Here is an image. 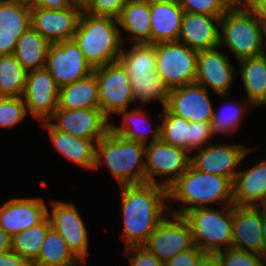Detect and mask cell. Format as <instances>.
Listing matches in <instances>:
<instances>
[{
	"mask_svg": "<svg viewBox=\"0 0 266 266\" xmlns=\"http://www.w3.org/2000/svg\"><path fill=\"white\" fill-rule=\"evenodd\" d=\"M120 189L125 248L144 245L164 215L169 214L168 189L150 183L123 185Z\"/></svg>",
	"mask_w": 266,
	"mask_h": 266,
	"instance_id": "6da1fadb",
	"label": "cell"
},
{
	"mask_svg": "<svg viewBox=\"0 0 266 266\" xmlns=\"http://www.w3.org/2000/svg\"><path fill=\"white\" fill-rule=\"evenodd\" d=\"M169 200L182 203L177 210H171L168 206L169 213L180 216L192 209L210 207L212 203L234 205L233 182L227 177L205 173L190 165L168 188Z\"/></svg>",
	"mask_w": 266,
	"mask_h": 266,
	"instance_id": "7a4b0ae2",
	"label": "cell"
},
{
	"mask_svg": "<svg viewBox=\"0 0 266 266\" xmlns=\"http://www.w3.org/2000/svg\"><path fill=\"white\" fill-rule=\"evenodd\" d=\"M121 33L115 18L93 16L83 11L73 40L95 69L118 61L124 46Z\"/></svg>",
	"mask_w": 266,
	"mask_h": 266,
	"instance_id": "3957f363",
	"label": "cell"
},
{
	"mask_svg": "<svg viewBox=\"0 0 266 266\" xmlns=\"http://www.w3.org/2000/svg\"><path fill=\"white\" fill-rule=\"evenodd\" d=\"M145 146V144L125 139L110 130L96 143L93 170H97L104 162L119 186L145 184V160L143 159Z\"/></svg>",
	"mask_w": 266,
	"mask_h": 266,
	"instance_id": "277c9868",
	"label": "cell"
},
{
	"mask_svg": "<svg viewBox=\"0 0 266 266\" xmlns=\"http://www.w3.org/2000/svg\"><path fill=\"white\" fill-rule=\"evenodd\" d=\"M220 42L237 61L264 54L266 30L251 9L227 10L221 17Z\"/></svg>",
	"mask_w": 266,
	"mask_h": 266,
	"instance_id": "5b68a950",
	"label": "cell"
},
{
	"mask_svg": "<svg viewBox=\"0 0 266 266\" xmlns=\"http://www.w3.org/2000/svg\"><path fill=\"white\" fill-rule=\"evenodd\" d=\"M221 207L196 208L183 216L191 227L195 245L205 253L216 254L233 246V205Z\"/></svg>",
	"mask_w": 266,
	"mask_h": 266,
	"instance_id": "8992f818",
	"label": "cell"
},
{
	"mask_svg": "<svg viewBox=\"0 0 266 266\" xmlns=\"http://www.w3.org/2000/svg\"><path fill=\"white\" fill-rule=\"evenodd\" d=\"M156 72L171 89L194 83L198 52L176 42L155 44Z\"/></svg>",
	"mask_w": 266,
	"mask_h": 266,
	"instance_id": "52a82bcc",
	"label": "cell"
},
{
	"mask_svg": "<svg viewBox=\"0 0 266 266\" xmlns=\"http://www.w3.org/2000/svg\"><path fill=\"white\" fill-rule=\"evenodd\" d=\"M188 151L174 147L162 140L145 146L146 183L158 184L169 188L190 166ZM154 176H166L161 182H156Z\"/></svg>",
	"mask_w": 266,
	"mask_h": 266,
	"instance_id": "ba28073f",
	"label": "cell"
},
{
	"mask_svg": "<svg viewBox=\"0 0 266 266\" xmlns=\"http://www.w3.org/2000/svg\"><path fill=\"white\" fill-rule=\"evenodd\" d=\"M169 215L158 224L143 245L163 263L195 246L188 221L180 215Z\"/></svg>",
	"mask_w": 266,
	"mask_h": 266,
	"instance_id": "9c48e42d",
	"label": "cell"
},
{
	"mask_svg": "<svg viewBox=\"0 0 266 266\" xmlns=\"http://www.w3.org/2000/svg\"><path fill=\"white\" fill-rule=\"evenodd\" d=\"M93 72L98 84L100 109L108 119L134 103L129 75L118 61L95 68Z\"/></svg>",
	"mask_w": 266,
	"mask_h": 266,
	"instance_id": "30bf717a",
	"label": "cell"
},
{
	"mask_svg": "<svg viewBox=\"0 0 266 266\" xmlns=\"http://www.w3.org/2000/svg\"><path fill=\"white\" fill-rule=\"evenodd\" d=\"M45 67L59 88L89 76L94 70L73 39L50 43Z\"/></svg>",
	"mask_w": 266,
	"mask_h": 266,
	"instance_id": "8fae6325",
	"label": "cell"
},
{
	"mask_svg": "<svg viewBox=\"0 0 266 266\" xmlns=\"http://www.w3.org/2000/svg\"><path fill=\"white\" fill-rule=\"evenodd\" d=\"M47 121L61 132L86 140H100L110 131L109 119L100 108H57Z\"/></svg>",
	"mask_w": 266,
	"mask_h": 266,
	"instance_id": "7c38bea8",
	"label": "cell"
},
{
	"mask_svg": "<svg viewBox=\"0 0 266 266\" xmlns=\"http://www.w3.org/2000/svg\"><path fill=\"white\" fill-rule=\"evenodd\" d=\"M161 121V140L174 147L193 152L212 143L211 122H189L163 108ZM209 141V142H208Z\"/></svg>",
	"mask_w": 266,
	"mask_h": 266,
	"instance_id": "4fadbf2b",
	"label": "cell"
},
{
	"mask_svg": "<svg viewBox=\"0 0 266 266\" xmlns=\"http://www.w3.org/2000/svg\"><path fill=\"white\" fill-rule=\"evenodd\" d=\"M51 207L52 210L47 212L51 227L62 236L78 260H86L88 231L76 206L70 202L53 200Z\"/></svg>",
	"mask_w": 266,
	"mask_h": 266,
	"instance_id": "5bb4252c",
	"label": "cell"
},
{
	"mask_svg": "<svg viewBox=\"0 0 266 266\" xmlns=\"http://www.w3.org/2000/svg\"><path fill=\"white\" fill-rule=\"evenodd\" d=\"M190 158V165L199 171L229 178L234 182L240 170V161L251 151L250 147L242 144L220 145L210 143Z\"/></svg>",
	"mask_w": 266,
	"mask_h": 266,
	"instance_id": "9a60e30c",
	"label": "cell"
},
{
	"mask_svg": "<svg viewBox=\"0 0 266 266\" xmlns=\"http://www.w3.org/2000/svg\"><path fill=\"white\" fill-rule=\"evenodd\" d=\"M27 109L39 122L47 121L58 108L59 87L44 67L27 73L22 95Z\"/></svg>",
	"mask_w": 266,
	"mask_h": 266,
	"instance_id": "2e32d148",
	"label": "cell"
},
{
	"mask_svg": "<svg viewBox=\"0 0 266 266\" xmlns=\"http://www.w3.org/2000/svg\"><path fill=\"white\" fill-rule=\"evenodd\" d=\"M82 13L83 10L74 4L62 10L31 7V26L49 43L71 40Z\"/></svg>",
	"mask_w": 266,
	"mask_h": 266,
	"instance_id": "e0dca14e",
	"label": "cell"
},
{
	"mask_svg": "<svg viewBox=\"0 0 266 266\" xmlns=\"http://www.w3.org/2000/svg\"><path fill=\"white\" fill-rule=\"evenodd\" d=\"M208 89L194 82L170 90L166 108L189 122H211L214 112Z\"/></svg>",
	"mask_w": 266,
	"mask_h": 266,
	"instance_id": "ac0fdd59",
	"label": "cell"
},
{
	"mask_svg": "<svg viewBox=\"0 0 266 266\" xmlns=\"http://www.w3.org/2000/svg\"><path fill=\"white\" fill-rule=\"evenodd\" d=\"M218 48L198 52L195 82L206 89L211 87L217 95L224 97L229 94L235 70L229 57Z\"/></svg>",
	"mask_w": 266,
	"mask_h": 266,
	"instance_id": "d6986e66",
	"label": "cell"
},
{
	"mask_svg": "<svg viewBox=\"0 0 266 266\" xmlns=\"http://www.w3.org/2000/svg\"><path fill=\"white\" fill-rule=\"evenodd\" d=\"M47 212L42 198H12L0 207V227L12 237L41 223Z\"/></svg>",
	"mask_w": 266,
	"mask_h": 266,
	"instance_id": "ffe728a7",
	"label": "cell"
},
{
	"mask_svg": "<svg viewBox=\"0 0 266 266\" xmlns=\"http://www.w3.org/2000/svg\"><path fill=\"white\" fill-rule=\"evenodd\" d=\"M262 206L233 205L234 248L263 256Z\"/></svg>",
	"mask_w": 266,
	"mask_h": 266,
	"instance_id": "44dd1931",
	"label": "cell"
},
{
	"mask_svg": "<svg viewBox=\"0 0 266 266\" xmlns=\"http://www.w3.org/2000/svg\"><path fill=\"white\" fill-rule=\"evenodd\" d=\"M220 23L221 17L184 12L178 42L197 52L219 47Z\"/></svg>",
	"mask_w": 266,
	"mask_h": 266,
	"instance_id": "7402d4cb",
	"label": "cell"
},
{
	"mask_svg": "<svg viewBox=\"0 0 266 266\" xmlns=\"http://www.w3.org/2000/svg\"><path fill=\"white\" fill-rule=\"evenodd\" d=\"M183 14L177 0H150L151 44L178 41Z\"/></svg>",
	"mask_w": 266,
	"mask_h": 266,
	"instance_id": "603a6c76",
	"label": "cell"
},
{
	"mask_svg": "<svg viewBox=\"0 0 266 266\" xmlns=\"http://www.w3.org/2000/svg\"><path fill=\"white\" fill-rule=\"evenodd\" d=\"M234 205L263 206L266 201V160L240 170L233 182Z\"/></svg>",
	"mask_w": 266,
	"mask_h": 266,
	"instance_id": "cb8c5ba5",
	"label": "cell"
},
{
	"mask_svg": "<svg viewBox=\"0 0 266 266\" xmlns=\"http://www.w3.org/2000/svg\"><path fill=\"white\" fill-rule=\"evenodd\" d=\"M59 153L80 167L94 169L98 140L80 139L55 129L48 121L41 122Z\"/></svg>",
	"mask_w": 266,
	"mask_h": 266,
	"instance_id": "d4e9b609",
	"label": "cell"
},
{
	"mask_svg": "<svg viewBox=\"0 0 266 266\" xmlns=\"http://www.w3.org/2000/svg\"><path fill=\"white\" fill-rule=\"evenodd\" d=\"M133 44H151L150 0H131L117 19Z\"/></svg>",
	"mask_w": 266,
	"mask_h": 266,
	"instance_id": "484cf974",
	"label": "cell"
},
{
	"mask_svg": "<svg viewBox=\"0 0 266 266\" xmlns=\"http://www.w3.org/2000/svg\"><path fill=\"white\" fill-rule=\"evenodd\" d=\"M58 108L65 110L100 108L95 73L59 88Z\"/></svg>",
	"mask_w": 266,
	"mask_h": 266,
	"instance_id": "4316f807",
	"label": "cell"
},
{
	"mask_svg": "<svg viewBox=\"0 0 266 266\" xmlns=\"http://www.w3.org/2000/svg\"><path fill=\"white\" fill-rule=\"evenodd\" d=\"M248 105L266 106V54L238 61Z\"/></svg>",
	"mask_w": 266,
	"mask_h": 266,
	"instance_id": "83f0119b",
	"label": "cell"
},
{
	"mask_svg": "<svg viewBox=\"0 0 266 266\" xmlns=\"http://www.w3.org/2000/svg\"><path fill=\"white\" fill-rule=\"evenodd\" d=\"M50 43L32 26L18 39L14 56L29 72L44 68Z\"/></svg>",
	"mask_w": 266,
	"mask_h": 266,
	"instance_id": "f1b7e54d",
	"label": "cell"
},
{
	"mask_svg": "<svg viewBox=\"0 0 266 266\" xmlns=\"http://www.w3.org/2000/svg\"><path fill=\"white\" fill-rule=\"evenodd\" d=\"M127 110L128 109L122 110L117 114L123 117L122 123L120 124L121 127L112 124V122L110 123V130L113 133H116L125 139L136 141L145 145L161 140V125L153 128V134H151V129L150 131L147 130L145 132L144 130L143 132L142 124L147 122L150 115L148 116L142 108L140 109V107L129 112ZM150 134L152 135L151 140L148 139L151 136Z\"/></svg>",
	"mask_w": 266,
	"mask_h": 266,
	"instance_id": "f546056e",
	"label": "cell"
},
{
	"mask_svg": "<svg viewBox=\"0 0 266 266\" xmlns=\"http://www.w3.org/2000/svg\"><path fill=\"white\" fill-rule=\"evenodd\" d=\"M118 62L129 76H152L156 73L155 44H132V47L122 52Z\"/></svg>",
	"mask_w": 266,
	"mask_h": 266,
	"instance_id": "4dcf8cb0",
	"label": "cell"
},
{
	"mask_svg": "<svg viewBox=\"0 0 266 266\" xmlns=\"http://www.w3.org/2000/svg\"><path fill=\"white\" fill-rule=\"evenodd\" d=\"M77 260L62 236L51 227L38 257L31 263V266H69Z\"/></svg>",
	"mask_w": 266,
	"mask_h": 266,
	"instance_id": "1f68e13d",
	"label": "cell"
},
{
	"mask_svg": "<svg viewBox=\"0 0 266 266\" xmlns=\"http://www.w3.org/2000/svg\"><path fill=\"white\" fill-rule=\"evenodd\" d=\"M51 222L48 216L34 225L11 237V250L25 258L30 264L38 257Z\"/></svg>",
	"mask_w": 266,
	"mask_h": 266,
	"instance_id": "d6a6232c",
	"label": "cell"
},
{
	"mask_svg": "<svg viewBox=\"0 0 266 266\" xmlns=\"http://www.w3.org/2000/svg\"><path fill=\"white\" fill-rule=\"evenodd\" d=\"M28 71L14 54L0 56V97H22Z\"/></svg>",
	"mask_w": 266,
	"mask_h": 266,
	"instance_id": "836d02e7",
	"label": "cell"
},
{
	"mask_svg": "<svg viewBox=\"0 0 266 266\" xmlns=\"http://www.w3.org/2000/svg\"><path fill=\"white\" fill-rule=\"evenodd\" d=\"M133 92V101L144 106L150 101L159 100L162 108L168 102L170 88L160 78L158 73L152 76H129Z\"/></svg>",
	"mask_w": 266,
	"mask_h": 266,
	"instance_id": "e575fe53",
	"label": "cell"
},
{
	"mask_svg": "<svg viewBox=\"0 0 266 266\" xmlns=\"http://www.w3.org/2000/svg\"><path fill=\"white\" fill-rule=\"evenodd\" d=\"M31 26V5L0 0V33L24 34Z\"/></svg>",
	"mask_w": 266,
	"mask_h": 266,
	"instance_id": "d590c367",
	"label": "cell"
},
{
	"mask_svg": "<svg viewBox=\"0 0 266 266\" xmlns=\"http://www.w3.org/2000/svg\"><path fill=\"white\" fill-rule=\"evenodd\" d=\"M235 103V104H234ZM230 103L229 105L221 107L218 112L214 110L212 116V132L214 134L220 133L228 134L235 133V131L239 128L242 120L243 113L246 111V103L245 105L242 103L238 104V102Z\"/></svg>",
	"mask_w": 266,
	"mask_h": 266,
	"instance_id": "8d00e7d4",
	"label": "cell"
},
{
	"mask_svg": "<svg viewBox=\"0 0 266 266\" xmlns=\"http://www.w3.org/2000/svg\"><path fill=\"white\" fill-rule=\"evenodd\" d=\"M28 115L22 97H0V127L13 128Z\"/></svg>",
	"mask_w": 266,
	"mask_h": 266,
	"instance_id": "74e56055",
	"label": "cell"
},
{
	"mask_svg": "<svg viewBox=\"0 0 266 266\" xmlns=\"http://www.w3.org/2000/svg\"><path fill=\"white\" fill-rule=\"evenodd\" d=\"M221 266H265L266 259L255 252L228 248L216 253Z\"/></svg>",
	"mask_w": 266,
	"mask_h": 266,
	"instance_id": "f35d334b",
	"label": "cell"
},
{
	"mask_svg": "<svg viewBox=\"0 0 266 266\" xmlns=\"http://www.w3.org/2000/svg\"><path fill=\"white\" fill-rule=\"evenodd\" d=\"M184 12L222 17L227 9L220 0H177Z\"/></svg>",
	"mask_w": 266,
	"mask_h": 266,
	"instance_id": "ab89813d",
	"label": "cell"
},
{
	"mask_svg": "<svg viewBox=\"0 0 266 266\" xmlns=\"http://www.w3.org/2000/svg\"><path fill=\"white\" fill-rule=\"evenodd\" d=\"M131 0H94L85 10L90 15L118 19L123 6Z\"/></svg>",
	"mask_w": 266,
	"mask_h": 266,
	"instance_id": "60d3db41",
	"label": "cell"
},
{
	"mask_svg": "<svg viewBox=\"0 0 266 266\" xmlns=\"http://www.w3.org/2000/svg\"><path fill=\"white\" fill-rule=\"evenodd\" d=\"M125 253L132 254L129 256L130 266H164V263L143 245L126 247Z\"/></svg>",
	"mask_w": 266,
	"mask_h": 266,
	"instance_id": "b9f144b4",
	"label": "cell"
},
{
	"mask_svg": "<svg viewBox=\"0 0 266 266\" xmlns=\"http://www.w3.org/2000/svg\"><path fill=\"white\" fill-rule=\"evenodd\" d=\"M205 254L197 245L193 248L177 254L166 261L164 266H197L201 257Z\"/></svg>",
	"mask_w": 266,
	"mask_h": 266,
	"instance_id": "7bdbcfd3",
	"label": "cell"
},
{
	"mask_svg": "<svg viewBox=\"0 0 266 266\" xmlns=\"http://www.w3.org/2000/svg\"><path fill=\"white\" fill-rule=\"evenodd\" d=\"M22 35L0 33V55L14 54L17 41Z\"/></svg>",
	"mask_w": 266,
	"mask_h": 266,
	"instance_id": "ee69618b",
	"label": "cell"
},
{
	"mask_svg": "<svg viewBox=\"0 0 266 266\" xmlns=\"http://www.w3.org/2000/svg\"><path fill=\"white\" fill-rule=\"evenodd\" d=\"M0 266H31L23 257L12 250L0 253Z\"/></svg>",
	"mask_w": 266,
	"mask_h": 266,
	"instance_id": "f6af8a7d",
	"label": "cell"
},
{
	"mask_svg": "<svg viewBox=\"0 0 266 266\" xmlns=\"http://www.w3.org/2000/svg\"><path fill=\"white\" fill-rule=\"evenodd\" d=\"M73 5L72 0H35L31 7L62 10Z\"/></svg>",
	"mask_w": 266,
	"mask_h": 266,
	"instance_id": "bcb514c9",
	"label": "cell"
},
{
	"mask_svg": "<svg viewBox=\"0 0 266 266\" xmlns=\"http://www.w3.org/2000/svg\"><path fill=\"white\" fill-rule=\"evenodd\" d=\"M251 10L266 30V0H254Z\"/></svg>",
	"mask_w": 266,
	"mask_h": 266,
	"instance_id": "7dc6e473",
	"label": "cell"
},
{
	"mask_svg": "<svg viewBox=\"0 0 266 266\" xmlns=\"http://www.w3.org/2000/svg\"><path fill=\"white\" fill-rule=\"evenodd\" d=\"M220 1L227 10L251 9L254 2V0H220Z\"/></svg>",
	"mask_w": 266,
	"mask_h": 266,
	"instance_id": "c3c4849f",
	"label": "cell"
},
{
	"mask_svg": "<svg viewBox=\"0 0 266 266\" xmlns=\"http://www.w3.org/2000/svg\"><path fill=\"white\" fill-rule=\"evenodd\" d=\"M197 266H221L219 256L214 253H205Z\"/></svg>",
	"mask_w": 266,
	"mask_h": 266,
	"instance_id": "681fc988",
	"label": "cell"
},
{
	"mask_svg": "<svg viewBox=\"0 0 266 266\" xmlns=\"http://www.w3.org/2000/svg\"><path fill=\"white\" fill-rule=\"evenodd\" d=\"M11 250V237L0 227V253Z\"/></svg>",
	"mask_w": 266,
	"mask_h": 266,
	"instance_id": "f907efd6",
	"label": "cell"
},
{
	"mask_svg": "<svg viewBox=\"0 0 266 266\" xmlns=\"http://www.w3.org/2000/svg\"><path fill=\"white\" fill-rule=\"evenodd\" d=\"M263 257L266 259V209L262 207Z\"/></svg>",
	"mask_w": 266,
	"mask_h": 266,
	"instance_id": "816d5d0a",
	"label": "cell"
},
{
	"mask_svg": "<svg viewBox=\"0 0 266 266\" xmlns=\"http://www.w3.org/2000/svg\"><path fill=\"white\" fill-rule=\"evenodd\" d=\"M73 4L85 11L94 0H72Z\"/></svg>",
	"mask_w": 266,
	"mask_h": 266,
	"instance_id": "f5cc1de1",
	"label": "cell"
},
{
	"mask_svg": "<svg viewBox=\"0 0 266 266\" xmlns=\"http://www.w3.org/2000/svg\"><path fill=\"white\" fill-rule=\"evenodd\" d=\"M16 2H20V3H24V4H28V5H32L35 0H15Z\"/></svg>",
	"mask_w": 266,
	"mask_h": 266,
	"instance_id": "db71d44e",
	"label": "cell"
},
{
	"mask_svg": "<svg viewBox=\"0 0 266 266\" xmlns=\"http://www.w3.org/2000/svg\"><path fill=\"white\" fill-rule=\"evenodd\" d=\"M79 263V265H78ZM82 263L85 264L86 260H77L74 264H71L69 266H82Z\"/></svg>",
	"mask_w": 266,
	"mask_h": 266,
	"instance_id": "11a10c76",
	"label": "cell"
},
{
	"mask_svg": "<svg viewBox=\"0 0 266 266\" xmlns=\"http://www.w3.org/2000/svg\"><path fill=\"white\" fill-rule=\"evenodd\" d=\"M262 207L266 209V201H265V203L263 204V206H262Z\"/></svg>",
	"mask_w": 266,
	"mask_h": 266,
	"instance_id": "9f6ffc18",
	"label": "cell"
}]
</instances>
